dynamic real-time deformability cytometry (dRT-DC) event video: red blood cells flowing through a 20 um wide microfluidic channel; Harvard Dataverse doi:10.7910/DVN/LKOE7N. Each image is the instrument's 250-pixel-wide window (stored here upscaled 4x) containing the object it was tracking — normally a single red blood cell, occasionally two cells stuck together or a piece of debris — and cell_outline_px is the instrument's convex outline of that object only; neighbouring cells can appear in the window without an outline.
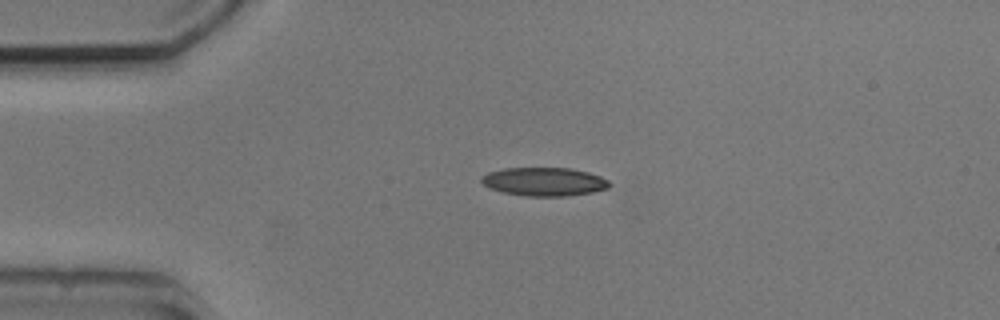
{"species": "common noctule bat (a hibernating species)", "species_latin": "Nyctalus noctula", "temperature_condition": "cold", "stored_images_in_passage": 2, "camera_frame_rate_fps": 3000, "um_per_image_px": 0.085, "animal": {"sex": "male", "body_mass_g": 20.5, "forearm_length_mm": 52.5}, "frame": {"image": 1, "passage_image": 1, "time_ms": 0.0, "image_size_px": [1000, 320], "cell_outline_px": [[612, 184], [608, 188], [592, 192], [568, 196], [524, 196], [504, 192], [488, 188], [480, 180], [480, 176], [488, 172], [504, 168], [568, 168], [588, 172], [600, 176], [608, 180]], "centroid_in_image_um": [46.24, 15.44], "position_along_channel_um": 38.8, "area_um2": 21.33}}